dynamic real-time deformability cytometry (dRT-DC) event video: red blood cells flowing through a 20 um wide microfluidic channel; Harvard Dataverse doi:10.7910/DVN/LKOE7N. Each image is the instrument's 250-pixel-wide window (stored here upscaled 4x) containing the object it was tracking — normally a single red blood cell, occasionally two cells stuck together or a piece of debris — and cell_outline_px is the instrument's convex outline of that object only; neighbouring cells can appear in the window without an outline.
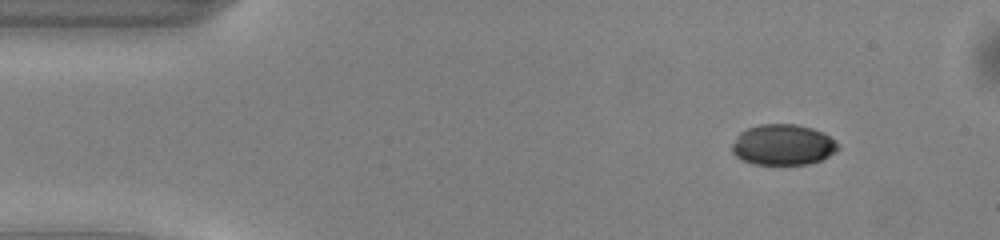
{"species": "common noctule bat (a hibernating species)", "species_latin": "Nyctalus noctula", "temperature_condition": "warm", "stored_images_in_passage": 50, "camera_frame_rate_fps": 3000, "um_per_image_px": 0.085, "animal": {"sex": "male", "body_mass_g": 13.0, "forearm_length_mm": 53.1}, "frame": {"image": 1, "passage_image": 5, "time_ms": 1.333, "image_size_px": [1000, 240], "cell_outline_px": [[840, 148], [836, 152], [820, 160], [808, 164], [752, 164], [740, 160], [732, 152], [732, 144], [736, 136], [740, 132], [748, 128], [760, 124], [796, 124], [812, 128], [824, 132]], "centroid_in_image_um": [66.52, 12.31], "position_along_channel_um": 18.5, "area_um2": 25.2}}
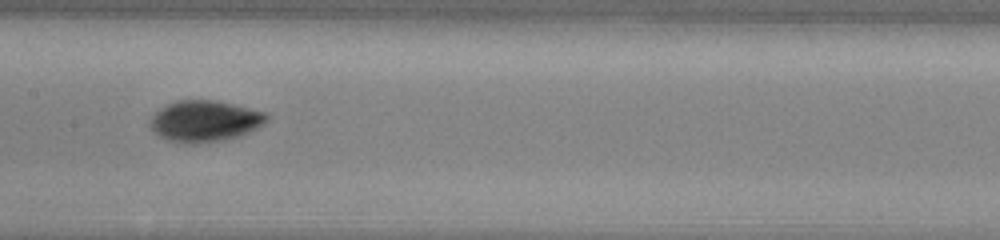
{"frame": {"image": 2, "passage_image": 24, "time_ms": 7.667, "image_size_px": [1000, 240], "cell_outline_px": [[268, 120], [264, 124], [240, 136], [220, 140], [192, 144], [188, 144], [168, 140], [160, 136], [152, 128], [152, 116], [160, 108], [176, 100], [216, 100], [264, 112], [268, 116]], "centroid_in_image_um": [17.42, 10.29], "position_along_channel_um": 190.0, "area_um2": 27.57}}
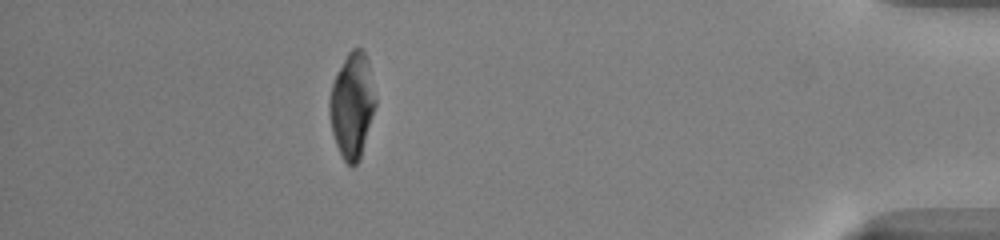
{"frame": {"image": 3, "passage_image": 44, "time_ms": 14.333, "image_size_px": [1000, 240], "cell_outline_px": [[376, 104], [360, 160], [352, 168], [344, 160], [336, 144], [332, 132], [328, 112], [328, 100], [332, 84], [336, 72], [348, 52], [352, 48], [360, 48], [364, 52], [368, 60], [376, 100]], "centroid_in_image_um": [29.91, 8.96], "position_along_channel_um": 405.3, "area_um2": 28.32}, "authors_computed_cell_mechanics": {"area_um2": 27.4261, "velocity_mm_per_s": 4.0679, "shape_relaxation_time_tau1_ms": 1.6005, "shape_relaxation_time_tau2_ms": 2.6839, "deformation_change_tau1": 0.0706, "deformation_change_tau2": 0.0373}}